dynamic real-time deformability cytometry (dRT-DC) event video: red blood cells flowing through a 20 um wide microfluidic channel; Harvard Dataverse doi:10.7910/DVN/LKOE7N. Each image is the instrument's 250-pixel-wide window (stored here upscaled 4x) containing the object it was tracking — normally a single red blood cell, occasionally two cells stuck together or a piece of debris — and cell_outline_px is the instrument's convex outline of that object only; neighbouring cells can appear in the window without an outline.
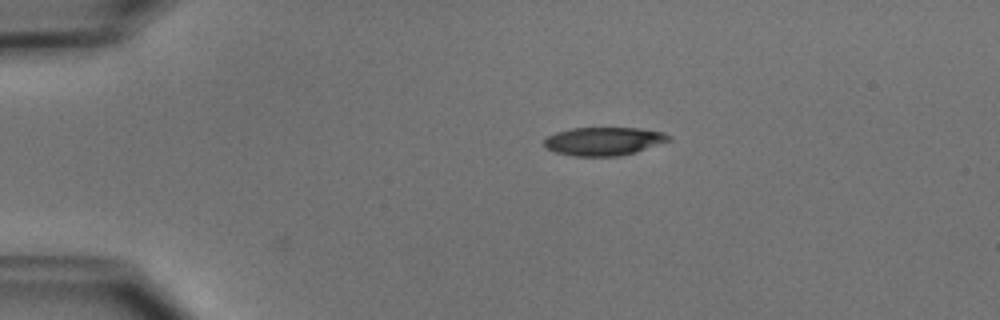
{"species": "common noctule bat (a hibernating species)", "species_latin": "Nyctalus noctula", "temperature_condition": "cold", "stored_images_in_passage": 31, "camera_frame_rate_fps": 3000, "um_per_image_px": 0.085, "animal": {"sex": "male", "body_mass_g": 15.6}, "frame": {"image": 1, "passage_image": 1, "time_ms": 0.0, "image_size_px": [1000, 320], "cell_outline_px": [[672, 140], [636, 152], [620, 156], [576, 156], [556, 152], [544, 148], [544, 140], [548, 136], [556, 132], [572, 128], [640, 128], [664, 132], [672, 136]], "centroid_in_image_um": [51.35, 12.0], "position_along_channel_um": 33.6, "area_um2": 20.69}}
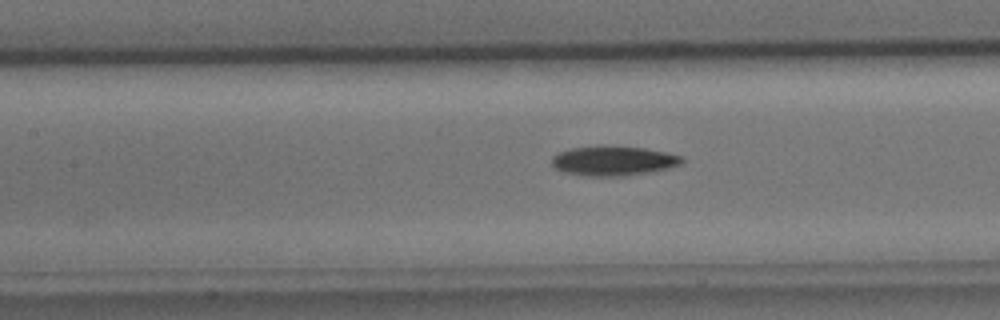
{"frame": {"image": 2, "passage_image": 14, "time_ms": 4.333, "image_size_px": [1000, 320], "cell_outline_px": [[684, 160], [680, 164], [668, 168], [652, 172], [624, 176], [592, 176], [564, 172], [556, 168], [552, 164], [552, 156], [568, 148], [644, 148], [684, 156]], "centroid_in_image_um": [52.18, 13.71], "position_along_channel_um": 155.2, "area_um2": 21.68}}
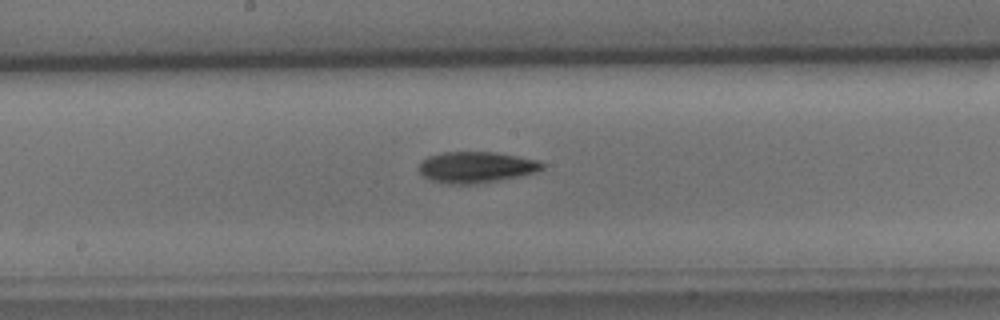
{"frame": {"image": 3, "passage_image": 18, "time_ms": 5.667, "image_size_px": [1000, 320], "cell_outline_px": [[544, 168], [536, 172], [520, 176], [472, 184], [448, 184], [432, 180], [424, 176], [420, 172], [420, 160], [428, 156], [444, 152], [496, 152], [540, 160], [544, 164]], "centroid_in_image_um": [40.49, 14.2], "position_along_channel_um": 207.7, "area_um2": 22.31}}